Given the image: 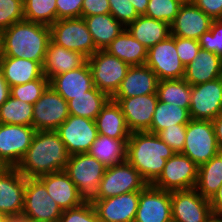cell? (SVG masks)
Returning a JSON list of instances; mask_svg holds the SVG:
<instances>
[{
	"label": "cell",
	"instance_id": "obj_32",
	"mask_svg": "<svg viewBox=\"0 0 222 222\" xmlns=\"http://www.w3.org/2000/svg\"><path fill=\"white\" fill-rule=\"evenodd\" d=\"M97 50L106 47L125 29L110 13L84 17Z\"/></svg>",
	"mask_w": 222,
	"mask_h": 222
},
{
	"label": "cell",
	"instance_id": "obj_56",
	"mask_svg": "<svg viewBox=\"0 0 222 222\" xmlns=\"http://www.w3.org/2000/svg\"><path fill=\"white\" fill-rule=\"evenodd\" d=\"M209 222H222V217L220 216H215L212 220H210Z\"/></svg>",
	"mask_w": 222,
	"mask_h": 222
},
{
	"label": "cell",
	"instance_id": "obj_17",
	"mask_svg": "<svg viewBox=\"0 0 222 222\" xmlns=\"http://www.w3.org/2000/svg\"><path fill=\"white\" fill-rule=\"evenodd\" d=\"M26 177L17 168H0V212L11 220L21 218Z\"/></svg>",
	"mask_w": 222,
	"mask_h": 222
},
{
	"label": "cell",
	"instance_id": "obj_40",
	"mask_svg": "<svg viewBox=\"0 0 222 222\" xmlns=\"http://www.w3.org/2000/svg\"><path fill=\"white\" fill-rule=\"evenodd\" d=\"M182 4L180 0H149L144 15L171 25Z\"/></svg>",
	"mask_w": 222,
	"mask_h": 222
},
{
	"label": "cell",
	"instance_id": "obj_6",
	"mask_svg": "<svg viewBox=\"0 0 222 222\" xmlns=\"http://www.w3.org/2000/svg\"><path fill=\"white\" fill-rule=\"evenodd\" d=\"M105 170L106 166L88 153L70 155L64 169L85 201L96 195Z\"/></svg>",
	"mask_w": 222,
	"mask_h": 222
},
{
	"label": "cell",
	"instance_id": "obj_54",
	"mask_svg": "<svg viewBox=\"0 0 222 222\" xmlns=\"http://www.w3.org/2000/svg\"><path fill=\"white\" fill-rule=\"evenodd\" d=\"M3 32L4 30L0 28V59L3 57Z\"/></svg>",
	"mask_w": 222,
	"mask_h": 222
},
{
	"label": "cell",
	"instance_id": "obj_10",
	"mask_svg": "<svg viewBox=\"0 0 222 222\" xmlns=\"http://www.w3.org/2000/svg\"><path fill=\"white\" fill-rule=\"evenodd\" d=\"M198 169L199 167L188 156L175 153L166 161L162 173L152 185L170 192L194 189Z\"/></svg>",
	"mask_w": 222,
	"mask_h": 222
},
{
	"label": "cell",
	"instance_id": "obj_35",
	"mask_svg": "<svg viewBox=\"0 0 222 222\" xmlns=\"http://www.w3.org/2000/svg\"><path fill=\"white\" fill-rule=\"evenodd\" d=\"M190 120L189 109L158 100L148 132L158 134L165 128L175 127L177 124H188Z\"/></svg>",
	"mask_w": 222,
	"mask_h": 222
},
{
	"label": "cell",
	"instance_id": "obj_26",
	"mask_svg": "<svg viewBox=\"0 0 222 222\" xmlns=\"http://www.w3.org/2000/svg\"><path fill=\"white\" fill-rule=\"evenodd\" d=\"M222 77L221 57L200 49L192 62L185 66L184 79L191 85H198Z\"/></svg>",
	"mask_w": 222,
	"mask_h": 222
},
{
	"label": "cell",
	"instance_id": "obj_24",
	"mask_svg": "<svg viewBox=\"0 0 222 222\" xmlns=\"http://www.w3.org/2000/svg\"><path fill=\"white\" fill-rule=\"evenodd\" d=\"M87 58L76 51H71L50 40L42 64L43 74L51 80L54 76L83 66Z\"/></svg>",
	"mask_w": 222,
	"mask_h": 222
},
{
	"label": "cell",
	"instance_id": "obj_48",
	"mask_svg": "<svg viewBox=\"0 0 222 222\" xmlns=\"http://www.w3.org/2000/svg\"><path fill=\"white\" fill-rule=\"evenodd\" d=\"M109 13V0H83L81 18Z\"/></svg>",
	"mask_w": 222,
	"mask_h": 222
},
{
	"label": "cell",
	"instance_id": "obj_1",
	"mask_svg": "<svg viewBox=\"0 0 222 222\" xmlns=\"http://www.w3.org/2000/svg\"><path fill=\"white\" fill-rule=\"evenodd\" d=\"M70 154L56 130L36 131L24 158L16 167L26 178L62 171Z\"/></svg>",
	"mask_w": 222,
	"mask_h": 222
},
{
	"label": "cell",
	"instance_id": "obj_13",
	"mask_svg": "<svg viewBox=\"0 0 222 222\" xmlns=\"http://www.w3.org/2000/svg\"><path fill=\"white\" fill-rule=\"evenodd\" d=\"M68 117V102L51 85L33 104L32 126L36 131L57 130Z\"/></svg>",
	"mask_w": 222,
	"mask_h": 222
},
{
	"label": "cell",
	"instance_id": "obj_53",
	"mask_svg": "<svg viewBox=\"0 0 222 222\" xmlns=\"http://www.w3.org/2000/svg\"><path fill=\"white\" fill-rule=\"evenodd\" d=\"M139 15L146 13L149 0H129Z\"/></svg>",
	"mask_w": 222,
	"mask_h": 222
},
{
	"label": "cell",
	"instance_id": "obj_30",
	"mask_svg": "<svg viewBox=\"0 0 222 222\" xmlns=\"http://www.w3.org/2000/svg\"><path fill=\"white\" fill-rule=\"evenodd\" d=\"M130 66L145 65L148 49L124 29L105 49Z\"/></svg>",
	"mask_w": 222,
	"mask_h": 222
},
{
	"label": "cell",
	"instance_id": "obj_2",
	"mask_svg": "<svg viewBox=\"0 0 222 222\" xmlns=\"http://www.w3.org/2000/svg\"><path fill=\"white\" fill-rule=\"evenodd\" d=\"M175 152L157 134L132 132L127 142L126 160L133 165L141 177L152 184L162 173L166 161Z\"/></svg>",
	"mask_w": 222,
	"mask_h": 222
},
{
	"label": "cell",
	"instance_id": "obj_57",
	"mask_svg": "<svg viewBox=\"0 0 222 222\" xmlns=\"http://www.w3.org/2000/svg\"><path fill=\"white\" fill-rule=\"evenodd\" d=\"M18 222H35V221L26 220L24 218H18Z\"/></svg>",
	"mask_w": 222,
	"mask_h": 222
},
{
	"label": "cell",
	"instance_id": "obj_29",
	"mask_svg": "<svg viewBox=\"0 0 222 222\" xmlns=\"http://www.w3.org/2000/svg\"><path fill=\"white\" fill-rule=\"evenodd\" d=\"M125 29L147 49L171 35L170 24L139 15Z\"/></svg>",
	"mask_w": 222,
	"mask_h": 222
},
{
	"label": "cell",
	"instance_id": "obj_3",
	"mask_svg": "<svg viewBox=\"0 0 222 222\" xmlns=\"http://www.w3.org/2000/svg\"><path fill=\"white\" fill-rule=\"evenodd\" d=\"M50 40V26L24 19L4 30L3 57L28 59L42 65Z\"/></svg>",
	"mask_w": 222,
	"mask_h": 222
},
{
	"label": "cell",
	"instance_id": "obj_4",
	"mask_svg": "<svg viewBox=\"0 0 222 222\" xmlns=\"http://www.w3.org/2000/svg\"><path fill=\"white\" fill-rule=\"evenodd\" d=\"M87 63L91 70L94 86L110 98L119 89L130 68L129 64L105 50H97L87 58Z\"/></svg>",
	"mask_w": 222,
	"mask_h": 222
},
{
	"label": "cell",
	"instance_id": "obj_49",
	"mask_svg": "<svg viewBox=\"0 0 222 222\" xmlns=\"http://www.w3.org/2000/svg\"><path fill=\"white\" fill-rule=\"evenodd\" d=\"M212 20L222 19V0H191Z\"/></svg>",
	"mask_w": 222,
	"mask_h": 222
},
{
	"label": "cell",
	"instance_id": "obj_41",
	"mask_svg": "<svg viewBox=\"0 0 222 222\" xmlns=\"http://www.w3.org/2000/svg\"><path fill=\"white\" fill-rule=\"evenodd\" d=\"M24 20L22 0H0V28L5 30L14 23Z\"/></svg>",
	"mask_w": 222,
	"mask_h": 222
},
{
	"label": "cell",
	"instance_id": "obj_12",
	"mask_svg": "<svg viewBox=\"0 0 222 222\" xmlns=\"http://www.w3.org/2000/svg\"><path fill=\"white\" fill-rule=\"evenodd\" d=\"M172 222H209L215 215L210 200L194 189L171 192Z\"/></svg>",
	"mask_w": 222,
	"mask_h": 222
},
{
	"label": "cell",
	"instance_id": "obj_38",
	"mask_svg": "<svg viewBox=\"0 0 222 222\" xmlns=\"http://www.w3.org/2000/svg\"><path fill=\"white\" fill-rule=\"evenodd\" d=\"M24 19L51 26L57 21L56 0H25Z\"/></svg>",
	"mask_w": 222,
	"mask_h": 222
},
{
	"label": "cell",
	"instance_id": "obj_28",
	"mask_svg": "<svg viewBox=\"0 0 222 222\" xmlns=\"http://www.w3.org/2000/svg\"><path fill=\"white\" fill-rule=\"evenodd\" d=\"M0 70L10 87L28 83L44 75L39 62L23 58L2 57Z\"/></svg>",
	"mask_w": 222,
	"mask_h": 222
},
{
	"label": "cell",
	"instance_id": "obj_5",
	"mask_svg": "<svg viewBox=\"0 0 222 222\" xmlns=\"http://www.w3.org/2000/svg\"><path fill=\"white\" fill-rule=\"evenodd\" d=\"M219 152L212 121L191 119L186 126L182 154L199 167Z\"/></svg>",
	"mask_w": 222,
	"mask_h": 222
},
{
	"label": "cell",
	"instance_id": "obj_55",
	"mask_svg": "<svg viewBox=\"0 0 222 222\" xmlns=\"http://www.w3.org/2000/svg\"><path fill=\"white\" fill-rule=\"evenodd\" d=\"M11 219L7 217L4 213L0 212V222H9Z\"/></svg>",
	"mask_w": 222,
	"mask_h": 222
},
{
	"label": "cell",
	"instance_id": "obj_44",
	"mask_svg": "<svg viewBox=\"0 0 222 222\" xmlns=\"http://www.w3.org/2000/svg\"><path fill=\"white\" fill-rule=\"evenodd\" d=\"M110 14L124 27L132 23L139 14L129 0H109Z\"/></svg>",
	"mask_w": 222,
	"mask_h": 222
},
{
	"label": "cell",
	"instance_id": "obj_52",
	"mask_svg": "<svg viewBox=\"0 0 222 222\" xmlns=\"http://www.w3.org/2000/svg\"><path fill=\"white\" fill-rule=\"evenodd\" d=\"M10 89L0 70V106L10 97Z\"/></svg>",
	"mask_w": 222,
	"mask_h": 222
},
{
	"label": "cell",
	"instance_id": "obj_47",
	"mask_svg": "<svg viewBox=\"0 0 222 222\" xmlns=\"http://www.w3.org/2000/svg\"><path fill=\"white\" fill-rule=\"evenodd\" d=\"M83 0H56L57 20L81 18Z\"/></svg>",
	"mask_w": 222,
	"mask_h": 222
},
{
	"label": "cell",
	"instance_id": "obj_9",
	"mask_svg": "<svg viewBox=\"0 0 222 222\" xmlns=\"http://www.w3.org/2000/svg\"><path fill=\"white\" fill-rule=\"evenodd\" d=\"M62 212L37 178H26L21 218L35 222H58Z\"/></svg>",
	"mask_w": 222,
	"mask_h": 222
},
{
	"label": "cell",
	"instance_id": "obj_51",
	"mask_svg": "<svg viewBox=\"0 0 222 222\" xmlns=\"http://www.w3.org/2000/svg\"><path fill=\"white\" fill-rule=\"evenodd\" d=\"M212 123L214 126L218 148L220 152H222V114L213 119Z\"/></svg>",
	"mask_w": 222,
	"mask_h": 222
},
{
	"label": "cell",
	"instance_id": "obj_14",
	"mask_svg": "<svg viewBox=\"0 0 222 222\" xmlns=\"http://www.w3.org/2000/svg\"><path fill=\"white\" fill-rule=\"evenodd\" d=\"M146 66L157 75L158 80L183 79L185 66L175 46V36L170 35L148 49Z\"/></svg>",
	"mask_w": 222,
	"mask_h": 222
},
{
	"label": "cell",
	"instance_id": "obj_46",
	"mask_svg": "<svg viewBox=\"0 0 222 222\" xmlns=\"http://www.w3.org/2000/svg\"><path fill=\"white\" fill-rule=\"evenodd\" d=\"M177 54L184 66L193 61L201 49L199 41L175 36Z\"/></svg>",
	"mask_w": 222,
	"mask_h": 222
},
{
	"label": "cell",
	"instance_id": "obj_16",
	"mask_svg": "<svg viewBox=\"0 0 222 222\" xmlns=\"http://www.w3.org/2000/svg\"><path fill=\"white\" fill-rule=\"evenodd\" d=\"M70 155L87 153L98 136L95 120L69 117L56 130Z\"/></svg>",
	"mask_w": 222,
	"mask_h": 222
},
{
	"label": "cell",
	"instance_id": "obj_21",
	"mask_svg": "<svg viewBox=\"0 0 222 222\" xmlns=\"http://www.w3.org/2000/svg\"><path fill=\"white\" fill-rule=\"evenodd\" d=\"M212 21L192 1L185 2L170 25L171 35L199 40L203 33L210 30Z\"/></svg>",
	"mask_w": 222,
	"mask_h": 222
},
{
	"label": "cell",
	"instance_id": "obj_7",
	"mask_svg": "<svg viewBox=\"0 0 222 222\" xmlns=\"http://www.w3.org/2000/svg\"><path fill=\"white\" fill-rule=\"evenodd\" d=\"M147 185L138 170L126 160L120 165L106 167L98 191L91 200L142 191Z\"/></svg>",
	"mask_w": 222,
	"mask_h": 222
},
{
	"label": "cell",
	"instance_id": "obj_23",
	"mask_svg": "<svg viewBox=\"0 0 222 222\" xmlns=\"http://www.w3.org/2000/svg\"><path fill=\"white\" fill-rule=\"evenodd\" d=\"M158 82L157 75L148 66H130L119 89L111 98L157 94Z\"/></svg>",
	"mask_w": 222,
	"mask_h": 222
},
{
	"label": "cell",
	"instance_id": "obj_15",
	"mask_svg": "<svg viewBox=\"0 0 222 222\" xmlns=\"http://www.w3.org/2000/svg\"><path fill=\"white\" fill-rule=\"evenodd\" d=\"M191 119L212 121L222 114V77L191 86Z\"/></svg>",
	"mask_w": 222,
	"mask_h": 222
},
{
	"label": "cell",
	"instance_id": "obj_59",
	"mask_svg": "<svg viewBox=\"0 0 222 222\" xmlns=\"http://www.w3.org/2000/svg\"><path fill=\"white\" fill-rule=\"evenodd\" d=\"M9 222H18V219L17 220H10Z\"/></svg>",
	"mask_w": 222,
	"mask_h": 222
},
{
	"label": "cell",
	"instance_id": "obj_11",
	"mask_svg": "<svg viewBox=\"0 0 222 222\" xmlns=\"http://www.w3.org/2000/svg\"><path fill=\"white\" fill-rule=\"evenodd\" d=\"M35 133L33 126L0 123V166L16 168L30 147Z\"/></svg>",
	"mask_w": 222,
	"mask_h": 222
},
{
	"label": "cell",
	"instance_id": "obj_45",
	"mask_svg": "<svg viewBox=\"0 0 222 222\" xmlns=\"http://www.w3.org/2000/svg\"><path fill=\"white\" fill-rule=\"evenodd\" d=\"M187 124H177L175 127L165 128L157 135L164 141L175 153H182Z\"/></svg>",
	"mask_w": 222,
	"mask_h": 222
},
{
	"label": "cell",
	"instance_id": "obj_8",
	"mask_svg": "<svg viewBox=\"0 0 222 222\" xmlns=\"http://www.w3.org/2000/svg\"><path fill=\"white\" fill-rule=\"evenodd\" d=\"M50 31L55 44L79 52L86 58L97 51L83 18L59 19L50 26Z\"/></svg>",
	"mask_w": 222,
	"mask_h": 222
},
{
	"label": "cell",
	"instance_id": "obj_58",
	"mask_svg": "<svg viewBox=\"0 0 222 222\" xmlns=\"http://www.w3.org/2000/svg\"><path fill=\"white\" fill-rule=\"evenodd\" d=\"M180 1H182L183 3H185V2H189V1H191V0H180Z\"/></svg>",
	"mask_w": 222,
	"mask_h": 222
},
{
	"label": "cell",
	"instance_id": "obj_18",
	"mask_svg": "<svg viewBox=\"0 0 222 222\" xmlns=\"http://www.w3.org/2000/svg\"><path fill=\"white\" fill-rule=\"evenodd\" d=\"M134 222H172L171 192L148 184L139 191Z\"/></svg>",
	"mask_w": 222,
	"mask_h": 222
},
{
	"label": "cell",
	"instance_id": "obj_33",
	"mask_svg": "<svg viewBox=\"0 0 222 222\" xmlns=\"http://www.w3.org/2000/svg\"><path fill=\"white\" fill-rule=\"evenodd\" d=\"M222 185V152H219L207 163L199 166L195 189L207 199L218 191Z\"/></svg>",
	"mask_w": 222,
	"mask_h": 222
},
{
	"label": "cell",
	"instance_id": "obj_37",
	"mask_svg": "<svg viewBox=\"0 0 222 222\" xmlns=\"http://www.w3.org/2000/svg\"><path fill=\"white\" fill-rule=\"evenodd\" d=\"M33 105L10 97L0 106V123L32 126Z\"/></svg>",
	"mask_w": 222,
	"mask_h": 222
},
{
	"label": "cell",
	"instance_id": "obj_31",
	"mask_svg": "<svg viewBox=\"0 0 222 222\" xmlns=\"http://www.w3.org/2000/svg\"><path fill=\"white\" fill-rule=\"evenodd\" d=\"M127 142L98 134L87 153L106 167L120 165L127 158Z\"/></svg>",
	"mask_w": 222,
	"mask_h": 222
},
{
	"label": "cell",
	"instance_id": "obj_43",
	"mask_svg": "<svg viewBox=\"0 0 222 222\" xmlns=\"http://www.w3.org/2000/svg\"><path fill=\"white\" fill-rule=\"evenodd\" d=\"M58 222H100L93 204L83 202L80 206L63 210Z\"/></svg>",
	"mask_w": 222,
	"mask_h": 222
},
{
	"label": "cell",
	"instance_id": "obj_42",
	"mask_svg": "<svg viewBox=\"0 0 222 222\" xmlns=\"http://www.w3.org/2000/svg\"><path fill=\"white\" fill-rule=\"evenodd\" d=\"M198 41L202 49L222 57V19L213 20L210 30L203 33Z\"/></svg>",
	"mask_w": 222,
	"mask_h": 222
},
{
	"label": "cell",
	"instance_id": "obj_36",
	"mask_svg": "<svg viewBox=\"0 0 222 222\" xmlns=\"http://www.w3.org/2000/svg\"><path fill=\"white\" fill-rule=\"evenodd\" d=\"M158 100L189 109L191 85L183 79L160 80L157 86Z\"/></svg>",
	"mask_w": 222,
	"mask_h": 222
},
{
	"label": "cell",
	"instance_id": "obj_19",
	"mask_svg": "<svg viewBox=\"0 0 222 222\" xmlns=\"http://www.w3.org/2000/svg\"><path fill=\"white\" fill-rule=\"evenodd\" d=\"M111 99L120 105L131 133L148 132L150 130L152 117L158 102L157 94Z\"/></svg>",
	"mask_w": 222,
	"mask_h": 222
},
{
	"label": "cell",
	"instance_id": "obj_50",
	"mask_svg": "<svg viewBox=\"0 0 222 222\" xmlns=\"http://www.w3.org/2000/svg\"><path fill=\"white\" fill-rule=\"evenodd\" d=\"M210 205L214 215L222 217V185L210 199Z\"/></svg>",
	"mask_w": 222,
	"mask_h": 222
},
{
	"label": "cell",
	"instance_id": "obj_22",
	"mask_svg": "<svg viewBox=\"0 0 222 222\" xmlns=\"http://www.w3.org/2000/svg\"><path fill=\"white\" fill-rule=\"evenodd\" d=\"M37 179L46 187L48 194L62 210L78 207L85 202L64 170L41 175Z\"/></svg>",
	"mask_w": 222,
	"mask_h": 222
},
{
	"label": "cell",
	"instance_id": "obj_25",
	"mask_svg": "<svg viewBox=\"0 0 222 222\" xmlns=\"http://www.w3.org/2000/svg\"><path fill=\"white\" fill-rule=\"evenodd\" d=\"M50 85L67 102L75 96L84 95L94 87L92 74L88 63L83 66L54 76Z\"/></svg>",
	"mask_w": 222,
	"mask_h": 222
},
{
	"label": "cell",
	"instance_id": "obj_39",
	"mask_svg": "<svg viewBox=\"0 0 222 222\" xmlns=\"http://www.w3.org/2000/svg\"><path fill=\"white\" fill-rule=\"evenodd\" d=\"M50 85V80L43 75L39 79H35L25 84L12 86L10 95L18 100L34 104Z\"/></svg>",
	"mask_w": 222,
	"mask_h": 222
},
{
	"label": "cell",
	"instance_id": "obj_20",
	"mask_svg": "<svg viewBox=\"0 0 222 222\" xmlns=\"http://www.w3.org/2000/svg\"><path fill=\"white\" fill-rule=\"evenodd\" d=\"M100 222H134L139 191L99 200H90Z\"/></svg>",
	"mask_w": 222,
	"mask_h": 222
},
{
	"label": "cell",
	"instance_id": "obj_34",
	"mask_svg": "<svg viewBox=\"0 0 222 222\" xmlns=\"http://www.w3.org/2000/svg\"><path fill=\"white\" fill-rule=\"evenodd\" d=\"M109 99L110 97L106 93L94 86L91 90L85 92L84 95L75 96L68 101L69 115L95 120Z\"/></svg>",
	"mask_w": 222,
	"mask_h": 222
},
{
	"label": "cell",
	"instance_id": "obj_27",
	"mask_svg": "<svg viewBox=\"0 0 222 222\" xmlns=\"http://www.w3.org/2000/svg\"><path fill=\"white\" fill-rule=\"evenodd\" d=\"M98 134L114 139H129L131 131L127 126L125 116L120 105L111 98L102 107L95 118Z\"/></svg>",
	"mask_w": 222,
	"mask_h": 222
}]
</instances>
